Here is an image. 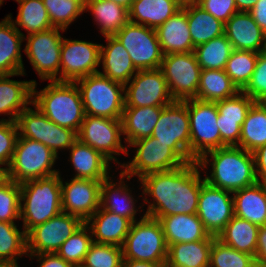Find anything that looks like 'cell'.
I'll use <instances>...</instances> for the list:
<instances>
[{
	"mask_svg": "<svg viewBox=\"0 0 266 267\" xmlns=\"http://www.w3.org/2000/svg\"><path fill=\"white\" fill-rule=\"evenodd\" d=\"M201 174L198 163L193 161L174 170L153 172L137 179L142 190L137 199L142 198L144 205L148 203L143 213L157 220L169 215L196 214L201 186L205 183Z\"/></svg>",
	"mask_w": 266,
	"mask_h": 267,
	"instance_id": "obj_1",
	"label": "cell"
},
{
	"mask_svg": "<svg viewBox=\"0 0 266 267\" xmlns=\"http://www.w3.org/2000/svg\"><path fill=\"white\" fill-rule=\"evenodd\" d=\"M196 162L206 175L205 182L213 187L234 192L257 183L253 154L239 146L210 150Z\"/></svg>",
	"mask_w": 266,
	"mask_h": 267,
	"instance_id": "obj_2",
	"label": "cell"
},
{
	"mask_svg": "<svg viewBox=\"0 0 266 267\" xmlns=\"http://www.w3.org/2000/svg\"><path fill=\"white\" fill-rule=\"evenodd\" d=\"M37 84H33L32 103L55 124L78 133L85 112L76 83L50 81L39 91Z\"/></svg>",
	"mask_w": 266,
	"mask_h": 267,
	"instance_id": "obj_3",
	"label": "cell"
},
{
	"mask_svg": "<svg viewBox=\"0 0 266 267\" xmlns=\"http://www.w3.org/2000/svg\"><path fill=\"white\" fill-rule=\"evenodd\" d=\"M20 220L27 234L62 212L61 173L20 184Z\"/></svg>",
	"mask_w": 266,
	"mask_h": 267,
	"instance_id": "obj_4",
	"label": "cell"
},
{
	"mask_svg": "<svg viewBox=\"0 0 266 267\" xmlns=\"http://www.w3.org/2000/svg\"><path fill=\"white\" fill-rule=\"evenodd\" d=\"M85 115L122 119L125 106L124 84L97 72L75 81Z\"/></svg>",
	"mask_w": 266,
	"mask_h": 267,
	"instance_id": "obj_5",
	"label": "cell"
},
{
	"mask_svg": "<svg viewBox=\"0 0 266 267\" xmlns=\"http://www.w3.org/2000/svg\"><path fill=\"white\" fill-rule=\"evenodd\" d=\"M59 157L41 142L18 136L6 178L21 184L60 173L53 166Z\"/></svg>",
	"mask_w": 266,
	"mask_h": 267,
	"instance_id": "obj_6",
	"label": "cell"
},
{
	"mask_svg": "<svg viewBox=\"0 0 266 267\" xmlns=\"http://www.w3.org/2000/svg\"><path fill=\"white\" fill-rule=\"evenodd\" d=\"M124 259L166 263L168 246L159 220L143 214L132 223L122 245Z\"/></svg>",
	"mask_w": 266,
	"mask_h": 267,
	"instance_id": "obj_7",
	"label": "cell"
},
{
	"mask_svg": "<svg viewBox=\"0 0 266 267\" xmlns=\"http://www.w3.org/2000/svg\"><path fill=\"white\" fill-rule=\"evenodd\" d=\"M135 148L133 158L128 162H123L121 171L138 180L146 174L153 172H166L177 169L186 162L168 144L160 142L152 136L142 138L132 142L129 148Z\"/></svg>",
	"mask_w": 266,
	"mask_h": 267,
	"instance_id": "obj_8",
	"label": "cell"
},
{
	"mask_svg": "<svg viewBox=\"0 0 266 267\" xmlns=\"http://www.w3.org/2000/svg\"><path fill=\"white\" fill-rule=\"evenodd\" d=\"M190 123V156L196 161L210 150L225 147L217 126L216 102L187 99Z\"/></svg>",
	"mask_w": 266,
	"mask_h": 267,
	"instance_id": "obj_9",
	"label": "cell"
},
{
	"mask_svg": "<svg viewBox=\"0 0 266 267\" xmlns=\"http://www.w3.org/2000/svg\"><path fill=\"white\" fill-rule=\"evenodd\" d=\"M122 121L105 117L85 115L84 121L77 133V139L99 151L110 162H115L118 168L122 166L119 157L127 156L128 147L123 145ZM118 157V158H117Z\"/></svg>",
	"mask_w": 266,
	"mask_h": 267,
	"instance_id": "obj_10",
	"label": "cell"
},
{
	"mask_svg": "<svg viewBox=\"0 0 266 267\" xmlns=\"http://www.w3.org/2000/svg\"><path fill=\"white\" fill-rule=\"evenodd\" d=\"M66 30L53 27L49 30L25 35V52L33 69L42 80L60 82V61L63 35Z\"/></svg>",
	"mask_w": 266,
	"mask_h": 267,
	"instance_id": "obj_11",
	"label": "cell"
},
{
	"mask_svg": "<svg viewBox=\"0 0 266 267\" xmlns=\"http://www.w3.org/2000/svg\"><path fill=\"white\" fill-rule=\"evenodd\" d=\"M30 106L16 121L19 135L43 143L59 157V151L68 150L77 140V133L49 120L33 103Z\"/></svg>",
	"mask_w": 266,
	"mask_h": 267,
	"instance_id": "obj_12",
	"label": "cell"
},
{
	"mask_svg": "<svg viewBox=\"0 0 266 267\" xmlns=\"http://www.w3.org/2000/svg\"><path fill=\"white\" fill-rule=\"evenodd\" d=\"M152 137L168 144L186 163L195 161L190 156V123L187 99L175 100L164 106Z\"/></svg>",
	"mask_w": 266,
	"mask_h": 267,
	"instance_id": "obj_13",
	"label": "cell"
},
{
	"mask_svg": "<svg viewBox=\"0 0 266 267\" xmlns=\"http://www.w3.org/2000/svg\"><path fill=\"white\" fill-rule=\"evenodd\" d=\"M114 37L124 46L137 70L160 68L163 53L155 29L128 21Z\"/></svg>",
	"mask_w": 266,
	"mask_h": 267,
	"instance_id": "obj_14",
	"label": "cell"
},
{
	"mask_svg": "<svg viewBox=\"0 0 266 267\" xmlns=\"http://www.w3.org/2000/svg\"><path fill=\"white\" fill-rule=\"evenodd\" d=\"M160 70L174 100L197 96L201 68L194 52L163 55Z\"/></svg>",
	"mask_w": 266,
	"mask_h": 267,
	"instance_id": "obj_15",
	"label": "cell"
},
{
	"mask_svg": "<svg viewBox=\"0 0 266 267\" xmlns=\"http://www.w3.org/2000/svg\"><path fill=\"white\" fill-rule=\"evenodd\" d=\"M124 107H164L175 101L160 70L138 72L124 85Z\"/></svg>",
	"mask_w": 266,
	"mask_h": 267,
	"instance_id": "obj_16",
	"label": "cell"
},
{
	"mask_svg": "<svg viewBox=\"0 0 266 267\" xmlns=\"http://www.w3.org/2000/svg\"><path fill=\"white\" fill-rule=\"evenodd\" d=\"M101 43L62 39L60 82H75L97 73L100 67Z\"/></svg>",
	"mask_w": 266,
	"mask_h": 267,
	"instance_id": "obj_17",
	"label": "cell"
},
{
	"mask_svg": "<svg viewBox=\"0 0 266 267\" xmlns=\"http://www.w3.org/2000/svg\"><path fill=\"white\" fill-rule=\"evenodd\" d=\"M83 224L77 216L59 213L26 234L27 254L56 253L64 241Z\"/></svg>",
	"mask_w": 266,
	"mask_h": 267,
	"instance_id": "obj_18",
	"label": "cell"
},
{
	"mask_svg": "<svg viewBox=\"0 0 266 267\" xmlns=\"http://www.w3.org/2000/svg\"><path fill=\"white\" fill-rule=\"evenodd\" d=\"M196 214L205 230L216 237L234 216L233 192L205 182L201 186Z\"/></svg>",
	"mask_w": 266,
	"mask_h": 267,
	"instance_id": "obj_19",
	"label": "cell"
},
{
	"mask_svg": "<svg viewBox=\"0 0 266 267\" xmlns=\"http://www.w3.org/2000/svg\"><path fill=\"white\" fill-rule=\"evenodd\" d=\"M61 177L62 212L79 217L84 223L100 208L103 180Z\"/></svg>",
	"mask_w": 266,
	"mask_h": 267,
	"instance_id": "obj_20",
	"label": "cell"
},
{
	"mask_svg": "<svg viewBox=\"0 0 266 267\" xmlns=\"http://www.w3.org/2000/svg\"><path fill=\"white\" fill-rule=\"evenodd\" d=\"M119 175V181L116 179L117 182H114L113 175L102 181L100 187V208L130 219L132 222L138 221L136 217L137 212L139 211L141 215V211H144L142 209L144 205H136L138 201L135 198L136 196L132 194L133 188L129 187L130 184L126 183L130 181L131 177L125 175L122 171Z\"/></svg>",
	"mask_w": 266,
	"mask_h": 267,
	"instance_id": "obj_21",
	"label": "cell"
},
{
	"mask_svg": "<svg viewBox=\"0 0 266 267\" xmlns=\"http://www.w3.org/2000/svg\"><path fill=\"white\" fill-rule=\"evenodd\" d=\"M254 100L243 91L235 96L216 102L217 126L226 146H239L241 126Z\"/></svg>",
	"mask_w": 266,
	"mask_h": 267,
	"instance_id": "obj_22",
	"label": "cell"
},
{
	"mask_svg": "<svg viewBox=\"0 0 266 267\" xmlns=\"http://www.w3.org/2000/svg\"><path fill=\"white\" fill-rule=\"evenodd\" d=\"M13 76H26L23 72L0 76V115L8 118L0 121L16 122L19 114L32 104L33 84L36 80L17 81Z\"/></svg>",
	"mask_w": 266,
	"mask_h": 267,
	"instance_id": "obj_23",
	"label": "cell"
},
{
	"mask_svg": "<svg viewBox=\"0 0 266 267\" xmlns=\"http://www.w3.org/2000/svg\"><path fill=\"white\" fill-rule=\"evenodd\" d=\"M224 34L233 49L262 52L265 32L254 21L249 12H236L224 26Z\"/></svg>",
	"mask_w": 266,
	"mask_h": 267,
	"instance_id": "obj_24",
	"label": "cell"
},
{
	"mask_svg": "<svg viewBox=\"0 0 266 267\" xmlns=\"http://www.w3.org/2000/svg\"><path fill=\"white\" fill-rule=\"evenodd\" d=\"M67 151L75 171L73 178L105 180L111 175L112 163L91 146L77 139Z\"/></svg>",
	"mask_w": 266,
	"mask_h": 267,
	"instance_id": "obj_25",
	"label": "cell"
},
{
	"mask_svg": "<svg viewBox=\"0 0 266 267\" xmlns=\"http://www.w3.org/2000/svg\"><path fill=\"white\" fill-rule=\"evenodd\" d=\"M106 45L101 44L100 66L104 76L126 84L138 72L124 46L114 37L107 36Z\"/></svg>",
	"mask_w": 266,
	"mask_h": 267,
	"instance_id": "obj_26",
	"label": "cell"
},
{
	"mask_svg": "<svg viewBox=\"0 0 266 267\" xmlns=\"http://www.w3.org/2000/svg\"><path fill=\"white\" fill-rule=\"evenodd\" d=\"M85 223L91 229L93 242L122 247L133 222L99 208Z\"/></svg>",
	"mask_w": 266,
	"mask_h": 267,
	"instance_id": "obj_27",
	"label": "cell"
},
{
	"mask_svg": "<svg viewBox=\"0 0 266 267\" xmlns=\"http://www.w3.org/2000/svg\"><path fill=\"white\" fill-rule=\"evenodd\" d=\"M155 30L163 55L194 52L187 13L183 8Z\"/></svg>",
	"mask_w": 266,
	"mask_h": 267,
	"instance_id": "obj_28",
	"label": "cell"
},
{
	"mask_svg": "<svg viewBox=\"0 0 266 267\" xmlns=\"http://www.w3.org/2000/svg\"><path fill=\"white\" fill-rule=\"evenodd\" d=\"M24 36L7 16L0 21V76L26 74L21 54Z\"/></svg>",
	"mask_w": 266,
	"mask_h": 267,
	"instance_id": "obj_29",
	"label": "cell"
},
{
	"mask_svg": "<svg viewBox=\"0 0 266 267\" xmlns=\"http://www.w3.org/2000/svg\"><path fill=\"white\" fill-rule=\"evenodd\" d=\"M167 246L207 239L210 234L197 214H176L159 219Z\"/></svg>",
	"mask_w": 266,
	"mask_h": 267,
	"instance_id": "obj_30",
	"label": "cell"
},
{
	"mask_svg": "<svg viewBox=\"0 0 266 267\" xmlns=\"http://www.w3.org/2000/svg\"><path fill=\"white\" fill-rule=\"evenodd\" d=\"M234 215L261 227L266 224V185L256 183L233 192Z\"/></svg>",
	"mask_w": 266,
	"mask_h": 267,
	"instance_id": "obj_31",
	"label": "cell"
},
{
	"mask_svg": "<svg viewBox=\"0 0 266 267\" xmlns=\"http://www.w3.org/2000/svg\"><path fill=\"white\" fill-rule=\"evenodd\" d=\"M179 0H134L129 8V21L157 29L182 8Z\"/></svg>",
	"mask_w": 266,
	"mask_h": 267,
	"instance_id": "obj_32",
	"label": "cell"
},
{
	"mask_svg": "<svg viewBox=\"0 0 266 267\" xmlns=\"http://www.w3.org/2000/svg\"><path fill=\"white\" fill-rule=\"evenodd\" d=\"M164 107H124L122 130L125 145L150 137Z\"/></svg>",
	"mask_w": 266,
	"mask_h": 267,
	"instance_id": "obj_33",
	"label": "cell"
},
{
	"mask_svg": "<svg viewBox=\"0 0 266 267\" xmlns=\"http://www.w3.org/2000/svg\"><path fill=\"white\" fill-rule=\"evenodd\" d=\"M84 12L92 14L103 37L114 36L128 21V9L110 0H85Z\"/></svg>",
	"mask_w": 266,
	"mask_h": 267,
	"instance_id": "obj_34",
	"label": "cell"
},
{
	"mask_svg": "<svg viewBox=\"0 0 266 267\" xmlns=\"http://www.w3.org/2000/svg\"><path fill=\"white\" fill-rule=\"evenodd\" d=\"M214 238L210 235L205 240L169 245L165 267H209Z\"/></svg>",
	"mask_w": 266,
	"mask_h": 267,
	"instance_id": "obj_35",
	"label": "cell"
},
{
	"mask_svg": "<svg viewBox=\"0 0 266 267\" xmlns=\"http://www.w3.org/2000/svg\"><path fill=\"white\" fill-rule=\"evenodd\" d=\"M182 8L187 13V22L194 47L224 34L225 23L216 19L196 2L184 3Z\"/></svg>",
	"mask_w": 266,
	"mask_h": 267,
	"instance_id": "obj_36",
	"label": "cell"
},
{
	"mask_svg": "<svg viewBox=\"0 0 266 267\" xmlns=\"http://www.w3.org/2000/svg\"><path fill=\"white\" fill-rule=\"evenodd\" d=\"M258 229V226L248 220L234 215L216 238L235 250L255 257Z\"/></svg>",
	"mask_w": 266,
	"mask_h": 267,
	"instance_id": "obj_37",
	"label": "cell"
},
{
	"mask_svg": "<svg viewBox=\"0 0 266 267\" xmlns=\"http://www.w3.org/2000/svg\"><path fill=\"white\" fill-rule=\"evenodd\" d=\"M240 90L225 70L203 69L200 73L197 96L201 101L218 102L235 96Z\"/></svg>",
	"mask_w": 266,
	"mask_h": 267,
	"instance_id": "obj_38",
	"label": "cell"
},
{
	"mask_svg": "<svg viewBox=\"0 0 266 267\" xmlns=\"http://www.w3.org/2000/svg\"><path fill=\"white\" fill-rule=\"evenodd\" d=\"M18 14L12 19V14L6 15L13 25L26 31L27 35L42 32L53 28L47 9L42 0H18Z\"/></svg>",
	"mask_w": 266,
	"mask_h": 267,
	"instance_id": "obj_39",
	"label": "cell"
},
{
	"mask_svg": "<svg viewBox=\"0 0 266 267\" xmlns=\"http://www.w3.org/2000/svg\"><path fill=\"white\" fill-rule=\"evenodd\" d=\"M264 145H266V112L258 102H254L242 123L239 147L252 153Z\"/></svg>",
	"mask_w": 266,
	"mask_h": 267,
	"instance_id": "obj_40",
	"label": "cell"
},
{
	"mask_svg": "<svg viewBox=\"0 0 266 267\" xmlns=\"http://www.w3.org/2000/svg\"><path fill=\"white\" fill-rule=\"evenodd\" d=\"M16 222L0 221V263H16L27 255V238Z\"/></svg>",
	"mask_w": 266,
	"mask_h": 267,
	"instance_id": "obj_41",
	"label": "cell"
},
{
	"mask_svg": "<svg viewBox=\"0 0 266 267\" xmlns=\"http://www.w3.org/2000/svg\"><path fill=\"white\" fill-rule=\"evenodd\" d=\"M232 51V44L225 34L202 43L194 49L201 70H224Z\"/></svg>",
	"mask_w": 266,
	"mask_h": 267,
	"instance_id": "obj_42",
	"label": "cell"
},
{
	"mask_svg": "<svg viewBox=\"0 0 266 267\" xmlns=\"http://www.w3.org/2000/svg\"><path fill=\"white\" fill-rule=\"evenodd\" d=\"M257 52L233 49L225 66V73L242 91L250 82L258 58Z\"/></svg>",
	"mask_w": 266,
	"mask_h": 267,
	"instance_id": "obj_43",
	"label": "cell"
},
{
	"mask_svg": "<svg viewBox=\"0 0 266 267\" xmlns=\"http://www.w3.org/2000/svg\"><path fill=\"white\" fill-rule=\"evenodd\" d=\"M92 243L91 229L84 223L64 241L56 253L74 267H80Z\"/></svg>",
	"mask_w": 266,
	"mask_h": 267,
	"instance_id": "obj_44",
	"label": "cell"
},
{
	"mask_svg": "<svg viewBox=\"0 0 266 267\" xmlns=\"http://www.w3.org/2000/svg\"><path fill=\"white\" fill-rule=\"evenodd\" d=\"M53 27L67 31L84 12L85 0H42Z\"/></svg>",
	"mask_w": 266,
	"mask_h": 267,
	"instance_id": "obj_45",
	"label": "cell"
},
{
	"mask_svg": "<svg viewBox=\"0 0 266 267\" xmlns=\"http://www.w3.org/2000/svg\"><path fill=\"white\" fill-rule=\"evenodd\" d=\"M209 267H257L255 257L223 244L216 237L210 250Z\"/></svg>",
	"mask_w": 266,
	"mask_h": 267,
	"instance_id": "obj_46",
	"label": "cell"
},
{
	"mask_svg": "<svg viewBox=\"0 0 266 267\" xmlns=\"http://www.w3.org/2000/svg\"><path fill=\"white\" fill-rule=\"evenodd\" d=\"M122 247L93 242L80 267H122Z\"/></svg>",
	"mask_w": 266,
	"mask_h": 267,
	"instance_id": "obj_47",
	"label": "cell"
},
{
	"mask_svg": "<svg viewBox=\"0 0 266 267\" xmlns=\"http://www.w3.org/2000/svg\"><path fill=\"white\" fill-rule=\"evenodd\" d=\"M20 184L6 178L0 183V221H20Z\"/></svg>",
	"mask_w": 266,
	"mask_h": 267,
	"instance_id": "obj_48",
	"label": "cell"
},
{
	"mask_svg": "<svg viewBox=\"0 0 266 267\" xmlns=\"http://www.w3.org/2000/svg\"><path fill=\"white\" fill-rule=\"evenodd\" d=\"M18 136L16 122L0 121V168L5 172L12 161Z\"/></svg>",
	"mask_w": 266,
	"mask_h": 267,
	"instance_id": "obj_49",
	"label": "cell"
},
{
	"mask_svg": "<svg viewBox=\"0 0 266 267\" xmlns=\"http://www.w3.org/2000/svg\"><path fill=\"white\" fill-rule=\"evenodd\" d=\"M242 91L254 102L266 98V52H259L251 80Z\"/></svg>",
	"mask_w": 266,
	"mask_h": 267,
	"instance_id": "obj_50",
	"label": "cell"
},
{
	"mask_svg": "<svg viewBox=\"0 0 266 267\" xmlns=\"http://www.w3.org/2000/svg\"><path fill=\"white\" fill-rule=\"evenodd\" d=\"M195 2L223 23L238 12L235 0H196Z\"/></svg>",
	"mask_w": 266,
	"mask_h": 267,
	"instance_id": "obj_51",
	"label": "cell"
},
{
	"mask_svg": "<svg viewBox=\"0 0 266 267\" xmlns=\"http://www.w3.org/2000/svg\"><path fill=\"white\" fill-rule=\"evenodd\" d=\"M32 260L36 258L38 267H74L71 263L64 260L57 253L27 254Z\"/></svg>",
	"mask_w": 266,
	"mask_h": 267,
	"instance_id": "obj_52",
	"label": "cell"
},
{
	"mask_svg": "<svg viewBox=\"0 0 266 267\" xmlns=\"http://www.w3.org/2000/svg\"><path fill=\"white\" fill-rule=\"evenodd\" d=\"M252 154L257 182L266 185V145L259 147Z\"/></svg>",
	"mask_w": 266,
	"mask_h": 267,
	"instance_id": "obj_53",
	"label": "cell"
},
{
	"mask_svg": "<svg viewBox=\"0 0 266 267\" xmlns=\"http://www.w3.org/2000/svg\"><path fill=\"white\" fill-rule=\"evenodd\" d=\"M255 261L257 267H266V224L258 229Z\"/></svg>",
	"mask_w": 266,
	"mask_h": 267,
	"instance_id": "obj_54",
	"label": "cell"
},
{
	"mask_svg": "<svg viewBox=\"0 0 266 267\" xmlns=\"http://www.w3.org/2000/svg\"><path fill=\"white\" fill-rule=\"evenodd\" d=\"M249 13L259 27L266 32V0H258Z\"/></svg>",
	"mask_w": 266,
	"mask_h": 267,
	"instance_id": "obj_55",
	"label": "cell"
},
{
	"mask_svg": "<svg viewBox=\"0 0 266 267\" xmlns=\"http://www.w3.org/2000/svg\"><path fill=\"white\" fill-rule=\"evenodd\" d=\"M165 265L166 263H153L124 259L122 267H165Z\"/></svg>",
	"mask_w": 266,
	"mask_h": 267,
	"instance_id": "obj_56",
	"label": "cell"
},
{
	"mask_svg": "<svg viewBox=\"0 0 266 267\" xmlns=\"http://www.w3.org/2000/svg\"><path fill=\"white\" fill-rule=\"evenodd\" d=\"M258 0H235L239 12H249Z\"/></svg>",
	"mask_w": 266,
	"mask_h": 267,
	"instance_id": "obj_57",
	"label": "cell"
},
{
	"mask_svg": "<svg viewBox=\"0 0 266 267\" xmlns=\"http://www.w3.org/2000/svg\"><path fill=\"white\" fill-rule=\"evenodd\" d=\"M115 2L116 4L122 5L124 7H126L128 10L131 7L132 3L134 0H110Z\"/></svg>",
	"mask_w": 266,
	"mask_h": 267,
	"instance_id": "obj_58",
	"label": "cell"
},
{
	"mask_svg": "<svg viewBox=\"0 0 266 267\" xmlns=\"http://www.w3.org/2000/svg\"><path fill=\"white\" fill-rule=\"evenodd\" d=\"M0 267H20L18 262L16 263H0Z\"/></svg>",
	"mask_w": 266,
	"mask_h": 267,
	"instance_id": "obj_59",
	"label": "cell"
},
{
	"mask_svg": "<svg viewBox=\"0 0 266 267\" xmlns=\"http://www.w3.org/2000/svg\"><path fill=\"white\" fill-rule=\"evenodd\" d=\"M6 179V172L0 168V183Z\"/></svg>",
	"mask_w": 266,
	"mask_h": 267,
	"instance_id": "obj_60",
	"label": "cell"
},
{
	"mask_svg": "<svg viewBox=\"0 0 266 267\" xmlns=\"http://www.w3.org/2000/svg\"><path fill=\"white\" fill-rule=\"evenodd\" d=\"M258 103L262 106V108L265 110L266 112V98L258 101Z\"/></svg>",
	"mask_w": 266,
	"mask_h": 267,
	"instance_id": "obj_61",
	"label": "cell"
},
{
	"mask_svg": "<svg viewBox=\"0 0 266 267\" xmlns=\"http://www.w3.org/2000/svg\"><path fill=\"white\" fill-rule=\"evenodd\" d=\"M182 4L189 3V2H195L196 0H179Z\"/></svg>",
	"mask_w": 266,
	"mask_h": 267,
	"instance_id": "obj_62",
	"label": "cell"
},
{
	"mask_svg": "<svg viewBox=\"0 0 266 267\" xmlns=\"http://www.w3.org/2000/svg\"><path fill=\"white\" fill-rule=\"evenodd\" d=\"M264 52H266V32H265V39H264Z\"/></svg>",
	"mask_w": 266,
	"mask_h": 267,
	"instance_id": "obj_63",
	"label": "cell"
},
{
	"mask_svg": "<svg viewBox=\"0 0 266 267\" xmlns=\"http://www.w3.org/2000/svg\"><path fill=\"white\" fill-rule=\"evenodd\" d=\"M3 3H4V0H0V7L1 5H3Z\"/></svg>",
	"mask_w": 266,
	"mask_h": 267,
	"instance_id": "obj_64",
	"label": "cell"
}]
</instances>
